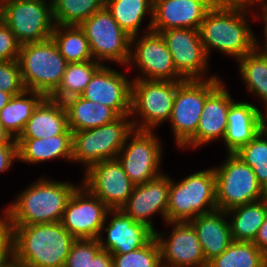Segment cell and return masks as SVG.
<instances>
[{
  "mask_svg": "<svg viewBox=\"0 0 267 267\" xmlns=\"http://www.w3.org/2000/svg\"><path fill=\"white\" fill-rule=\"evenodd\" d=\"M0 90L12 96L25 90L17 60L0 61Z\"/></svg>",
  "mask_w": 267,
  "mask_h": 267,
  "instance_id": "39",
  "label": "cell"
},
{
  "mask_svg": "<svg viewBox=\"0 0 267 267\" xmlns=\"http://www.w3.org/2000/svg\"><path fill=\"white\" fill-rule=\"evenodd\" d=\"M169 232L156 231L163 267H207L195 228L189 221L166 222ZM171 231V232H170Z\"/></svg>",
  "mask_w": 267,
  "mask_h": 267,
  "instance_id": "17",
  "label": "cell"
},
{
  "mask_svg": "<svg viewBox=\"0 0 267 267\" xmlns=\"http://www.w3.org/2000/svg\"><path fill=\"white\" fill-rule=\"evenodd\" d=\"M55 25H80L105 7V0H52Z\"/></svg>",
  "mask_w": 267,
  "mask_h": 267,
  "instance_id": "35",
  "label": "cell"
},
{
  "mask_svg": "<svg viewBox=\"0 0 267 267\" xmlns=\"http://www.w3.org/2000/svg\"><path fill=\"white\" fill-rule=\"evenodd\" d=\"M133 67L138 69V76L134 75L131 79L184 81L175 68L163 37L152 30L131 37L130 59L126 68Z\"/></svg>",
  "mask_w": 267,
  "mask_h": 267,
  "instance_id": "13",
  "label": "cell"
},
{
  "mask_svg": "<svg viewBox=\"0 0 267 267\" xmlns=\"http://www.w3.org/2000/svg\"><path fill=\"white\" fill-rule=\"evenodd\" d=\"M263 108L249 101H233L227 116V129L222 140L226 154H235L261 131Z\"/></svg>",
  "mask_w": 267,
  "mask_h": 267,
  "instance_id": "23",
  "label": "cell"
},
{
  "mask_svg": "<svg viewBox=\"0 0 267 267\" xmlns=\"http://www.w3.org/2000/svg\"><path fill=\"white\" fill-rule=\"evenodd\" d=\"M226 213L233 241L253 242L267 215V197Z\"/></svg>",
  "mask_w": 267,
  "mask_h": 267,
  "instance_id": "30",
  "label": "cell"
},
{
  "mask_svg": "<svg viewBox=\"0 0 267 267\" xmlns=\"http://www.w3.org/2000/svg\"><path fill=\"white\" fill-rule=\"evenodd\" d=\"M249 10L252 9L214 5L207 12L199 33L209 60L211 52L216 50L237 61L259 45L248 20Z\"/></svg>",
  "mask_w": 267,
  "mask_h": 267,
  "instance_id": "1",
  "label": "cell"
},
{
  "mask_svg": "<svg viewBox=\"0 0 267 267\" xmlns=\"http://www.w3.org/2000/svg\"><path fill=\"white\" fill-rule=\"evenodd\" d=\"M89 267H113L112 255L101 249L91 260Z\"/></svg>",
  "mask_w": 267,
  "mask_h": 267,
  "instance_id": "45",
  "label": "cell"
},
{
  "mask_svg": "<svg viewBox=\"0 0 267 267\" xmlns=\"http://www.w3.org/2000/svg\"><path fill=\"white\" fill-rule=\"evenodd\" d=\"M4 142H16V139L12 138L0 123V143Z\"/></svg>",
  "mask_w": 267,
  "mask_h": 267,
  "instance_id": "47",
  "label": "cell"
},
{
  "mask_svg": "<svg viewBox=\"0 0 267 267\" xmlns=\"http://www.w3.org/2000/svg\"><path fill=\"white\" fill-rule=\"evenodd\" d=\"M79 184L68 200L60 222L75 239H98L110 209L81 181Z\"/></svg>",
  "mask_w": 267,
  "mask_h": 267,
  "instance_id": "15",
  "label": "cell"
},
{
  "mask_svg": "<svg viewBox=\"0 0 267 267\" xmlns=\"http://www.w3.org/2000/svg\"><path fill=\"white\" fill-rule=\"evenodd\" d=\"M44 98L42 93L25 89L12 96L2 108L0 123L12 138L17 139L20 136L33 111Z\"/></svg>",
  "mask_w": 267,
  "mask_h": 267,
  "instance_id": "31",
  "label": "cell"
},
{
  "mask_svg": "<svg viewBox=\"0 0 267 267\" xmlns=\"http://www.w3.org/2000/svg\"><path fill=\"white\" fill-rule=\"evenodd\" d=\"M72 132L93 129L114 122L120 116L110 107L75 96L63 102Z\"/></svg>",
  "mask_w": 267,
  "mask_h": 267,
  "instance_id": "27",
  "label": "cell"
},
{
  "mask_svg": "<svg viewBox=\"0 0 267 267\" xmlns=\"http://www.w3.org/2000/svg\"><path fill=\"white\" fill-rule=\"evenodd\" d=\"M101 66L102 64L95 60L67 63L60 84L49 98L64 102L68 98L80 96Z\"/></svg>",
  "mask_w": 267,
  "mask_h": 267,
  "instance_id": "33",
  "label": "cell"
},
{
  "mask_svg": "<svg viewBox=\"0 0 267 267\" xmlns=\"http://www.w3.org/2000/svg\"><path fill=\"white\" fill-rule=\"evenodd\" d=\"M20 46L13 32L0 19V61L17 60Z\"/></svg>",
  "mask_w": 267,
  "mask_h": 267,
  "instance_id": "40",
  "label": "cell"
},
{
  "mask_svg": "<svg viewBox=\"0 0 267 267\" xmlns=\"http://www.w3.org/2000/svg\"><path fill=\"white\" fill-rule=\"evenodd\" d=\"M238 73L249 93L262 101L267 109V47L258 45L238 59Z\"/></svg>",
  "mask_w": 267,
  "mask_h": 267,
  "instance_id": "29",
  "label": "cell"
},
{
  "mask_svg": "<svg viewBox=\"0 0 267 267\" xmlns=\"http://www.w3.org/2000/svg\"><path fill=\"white\" fill-rule=\"evenodd\" d=\"M223 81L208 95L196 130V135L182 148L200 149L210 142L222 141L227 129V116L231 103L230 95ZM218 139V140H217ZM217 140V141H216ZM200 147V148H199Z\"/></svg>",
  "mask_w": 267,
  "mask_h": 267,
  "instance_id": "21",
  "label": "cell"
},
{
  "mask_svg": "<svg viewBox=\"0 0 267 267\" xmlns=\"http://www.w3.org/2000/svg\"><path fill=\"white\" fill-rule=\"evenodd\" d=\"M225 160L214 166L217 209L228 211L267 197L253 169L236 154H226Z\"/></svg>",
  "mask_w": 267,
  "mask_h": 267,
  "instance_id": "8",
  "label": "cell"
},
{
  "mask_svg": "<svg viewBox=\"0 0 267 267\" xmlns=\"http://www.w3.org/2000/svg\"><path fill=\"white\" fill-rule=\"evenodd\" d=\"M18 162V145L16 142L0 143V175L10 170Z\"/></svg>",
  "mask_w": 267,
  "mask_h": 267,
  "instance_id": "42",
  "label": "cell"
},
{
  "mask_svg": "<svg viewBox=\"0 0 267 267\" xmlns=\"http://www.w3.org/2000/svg\"><path fill=\"white\" fill-rule=\"evenodd\" d=\"M84 31L95 61L106 65L116 63L127 66L130 59L131 36L121 29L106 7L83 21Z\"/></svg>",
  "mask_w": 267,
  "mask_h": 267,
  "instance_id": "11",
  "label": "cell"
},
{
  "mask_svg": "<svg viewBox=\"0 0 267 267\" xmlns=\"http://www.w3.org/2000/svg\"><path fill=\"white\" fill-rule=\"evenodd\" d=\"M170 176L163 173L144 184L135 185L128 201L120 208L135 222L143 223L154 233L157 231L152 216H161L167 222Z\"/></svg>",
  "mask_w": 267,
  "mask_h": 267,
  "instance_id": "18",
  "label": "cell"
},
{
  "mask_svg": "<svg viewBox=\"0 0 267 267\" xmlns=\"http://www.w3.org/2000/svg\"><path fill=\"white\" fill-rule=\"evenodd\" d=\"M215 5H222L225 7H242L253 9L255 7L258 11L262 7L264 0H211Z\"/></svg>",
  "mask_w": 267,
  "mask_h": 267,
  "instance_id": "43",
  "label": "cell"
},
{
  "mask_svg": "<svg viewBox=\"0 0 267 267\" xmlns=\"http://www.w3.org/2000/svg\"><path fill=\"white\" fill-rule=\"evenodd\" d=\"M133 130L130 115H125L106 125L73 132L72 164L83 165L85 172L95 163L117 158Z\"/></svg>",
  "mask_w": 267,
  "mask_h": 267,
  "instance_id": "7",
  "label": "cell"
},
{
  "mask_svg": "<svg viewBox=\"0 0 267 267\" xmlns=\"http://www.w3.org/2000/svg\"><path fill=\"white\" fill-rule=\"evenodd\" d=\"M51 39L67 63L94 60L86 35L78 25H55Z\"/></svg>",
  "mask_w": 267,
  "mask_h": 267,
  "instance_id": "32",
  "label": "cell"
},
{
  "mask_svg": "<svg viewBox=\"0 0 267 267\" xmlns=\"http://www.w3.org/2000/svg\"><path fill=\"white\" fill-rule=\"evenodd\" d=\"M250 166L258 183L267 192V137L260 131L250 142L235 153Z\"/></svg>",
  "mask_w": 267,
  "mask_h": 267,
  "instance_id": "36",
  "label": "cell"
},
{
  "mask_svg": "<svg viewBox=\"0 0 267 267\" xmlns=\"http://www.w3.org/2000/svg\"><path fill=\"white\" fill-rule=\"evenodd\" d=\"M100 250L98 239H76L64 267H89L91 260Z\"/></svg>",
  "mask_w": 267,
  "mask_h": 267,
  "instance_id": "38",
  "label": "cell"
},
{
  "mask_svg": "<svg viewBox=\"0 0 267 267\" xmlns=\"http://www.w3.org/2000/svg\"><path fill=\"white\" fill-rule=\"evenodd\" d=\"M61 134H73L68 126L65 106L63 102L45 97L18 138H49Z\"/></svg>",
  "mask_w": 267,
  "mask_h": 267,
  "instance_id": "25",
  "label": "cell"
},
{
  "mask_svg": "<svg viewBox=\"0 0 267 267\" xmlns=\"http://www.w3.org/2000/svg\"><path fill=\"white\" fill-rule=\"evenodd\" d=\"M75 240L61 222L12 226L13 258L26 267H64Z\"/></svg>",
  "mask_w": 267,
  "mask_h": 267,
  "instance_id": "3",
  "label": "cell"
},
{
  "mask_svg": "<svg viewBox=\"0 0 267 267\" xmlns=\"http://www.w3.org/2000/svg\"><path fill=\"white\" fill-rule=\"evenodd\" d=\"M13 257L12 225L8 216L0 213V267Z\"/></svg>",
  "mask_w": 267,
  "mask_h": 267,
  "instance_id": "41",
  "label": "cell"
},
{
  "mask_svg": "<svg viewBox=\"0 0 267 267\" xmlns=\"http://www.w3.org/2000/svg\"><path fill=\"white\" fill-rule=\"evenodd\" d=\"M18 162L38 164L54 159L72 162L73 134L49 138H17Z\"/></svg>",
  "mask_w": 267,
  "mask_h": 267,
  "instance_id": "26",
  "label": "cell"
},
{
  "mask_svg": "<svg viewBox=\"0 0 267 267\" xmlns=\"http://www.w3.org/2000/svg\"><path fill=\"white\" fill-rule=\"evenodd\" d=\"M105 7L119 27L131 37L151 31L153 7L149 0H105ZM146 16L150 18L149 24L142 30Z\"/></svg>",
  "mask_w": 267,
  "mask_h": 267,
  "instance_id": "28",
  "label": "cell"
},
{
  "mask_svg": "<svg viewBox=\"0 0 267 267\" xmlns=\"http://www.w3.org/2000/svg\"><path fill=\"white\" fill-rule=\"evenodd\" d=\"M253 243L267 256V215Z\"/></svg>",
  "mask_w": 267,
  "mask_h": 267,
  "instance_id": "46",
  "label": "cell"
},
{
  "mask_svg": "<svg viewBox=\"0 0 267 267\" xmlns=\"http://www.w3.org/2000/svg\"><path fill=\"white\" fill-rule=\"evenodd\" d=\"M155 132L134 129L117 155L123 170L135 185L144 184L164 173L160 167L164 156L163 143Z\"/></svg>",
  "mask_w": 267,
  "mask_h": 267,
  "instance_id": "12",
  "label": "cell"
},
{
  "mask_svg": "<svg viewBox=\"0 0 267 267\" xmlns=\"http://www.w3.org/2000/svg\"><path fill=\"white\" fill-rule=\"evenodd\" d=\"M159 33L167 45L178 74L184 80H204L219 76L217 73H209L211 64L199 30L172 28Z\"/></svg>",
  "mask_w": 267,
  "mask_h": 267,
  "instance_id": "14",
  "label": "cell"
},
{
  "mask_svg": "<svg viewBox=\"0 0 267 267\" xmlns=\"http://www.w3.org/2000/svg\"><path fill=\"white\" fill-rule=\"evenodd\" d=\"M0 19L20 45L51 38L55 27L52 0H0Z\"/></svg>",
  "mask_w": 267,
  "mask_h": 267,
  "instance_id": "9",
  "label": "cell"
},
{
  "mask_svg": "<svg viewBox=\"0 0 267 267\" xmlns=\"http://www.w3.org/2000/svg\"><path fill=\"white\" fill-rule=\"evenodd\" d=\"M215 4L211 0H166L153 8L151 30L159 33L172 28L199 30L207 12Z\"/></svg>",
  "mask_w": 267,
  "mask_h": 267,
  "instance_id": "22",
  "label": "cell"
},
{
  "mask_svg": "<svg viewBox=\"0 0 267 267\" xmlns=\"http://www.w3.org/2000/svg\"><path fill=\"white\" fill-rule=\"evenodd\" d=\"M11 98L12 95L10 93H5L0 90V111L10 101Z\"/></svg>",
  "mask_w": 267,
  "mask_h": 267,
  "instance_id": "48",
  "label": "cell"
},
{
  "mask_svg": "<svg viewBox=\"0 0 267 267\" xmlns=\"http://www.w3.org/2000/svg\"><path fill=\"white\" fill-rule=\"evenodd\" d=\"M154 235L150 228L135 222L122 210L111 209L106 214L98 241L101 249L111 255L124 254L144 246Z\"/></svg>",
  "mask_w": 267,
  "mask_h": 267,
  "instance_id": "20",
  "label": "cell"
},
{
  "mask_svg": "<svg viewBox=\"0 0 267 267\" xmlns=\"http://www.w3.org/2000/svg\"><path fill=\"white\" fill-rule=\"evenodd\" d=\"M221 82L218 76L204 80H184L178 86L168 121L178 149H182L196 135L205 101Z\"/></svg>",
  "mask_w": 267,
  "mask_h": 267,
  "instance_id": "10",
  "label": "cell"
},
{
  "mask_svg": "<svg viewBox=\"0 0 267 267\" xmlns=\"http://www.w3.org/2000/svg\"><path fill=\"white\" fill-rule=\"evenodd\" d=\"M207 267H267V256L253 242L233 241Z\"/></svg>",
  "mask_w": 267,
  "mask_h": 267,
  "instance_id": "34",
  "label": "cell"
},
{
  "mask_svg": "<svg viewBox=\"0 0 267 267\" xmlns=\"http://www.w3.org/2000/svg\"><path fill=\"white\" fill-rule=\"evenodd\" d=\"M113 267H163L155 235L142 247L124 254H112Z\"/></svg>",
  "mask_w": 267,
  "mask_h": 267,
  "instance_id": "37",
  "label": "cell"
},
{
  "mask_svg": "<svg viewBox=\"0 0 267 267\" xmlns=\"http://www.w3.org/2000/svg\"><path fill=\"white\" fill-rule=\"evenodd\" d=\"M189 222L195 228L207 262L220 255L233 242L226 211L217 209Z\"/></svg>",
  "mask_w": 267,
  "mask_h": 267,
  "instance_id": "24",
  "label": "cell"
},
{
  "mask_svg": "<svg viewBox=\"0 0 267 267\" xmlns=\"http://www.w3.org/2000/svg\"><path fill=\"white\" fill-rule=\"evenodd\" d=\"M261 131L267 137V109L262 111V115H261Z\"/></svg>",
  "mask_w": 267,
  "mask_h": 267,
  "instance_id": "49",
  "label": "cell"
},
{
  "mask_svg": "<svg viewBox=\"0 0 267 267\" xmlns=\"http://www.w3.org/2000/svg\"><path fill=\"white\" fill-rule=\"evenodd\" d=\"M259 10H261V11H257L256 12L253 9L254 12L251 11V14L253 13L251 16H252L254 21H256L257 19L258 20L260 19V22L262 21V23H263L262 24L263 25L262 28L264 30L263 31V35H264L263 39L264 40L262 42H260V40H259V45L267 47V0H264L263 5ZM259 15H260V17H259Z\"/></svg>",
  "mask_w": 267,
  "mask_h": 267,
  "instance_id": "44",
  "label": "cell"
},
{
  "mask_svg": "<svg viewBox=\"0 0 267 267\" xmlns=\"http://www.w3.org/2000/svg\"><path fill=\"white\" fill-rule=\"evenodd\" d=\"M130 78L116 68L108 67L106 63L94 73L80 96L112 108L119 116L130 115L132 84Z\"/></svg>",
  "mask_w": 267,
  "mask_h": 267,
  "instance_id": "19",
  "label": "cell"
},
{
  "mask_svg": "<svg viewBox=\"0 0 267 267\" xmlns=\"http://www.w3.org/2000/svg\"><path fill=\"white\" fill-rule=\"evenodd\" d=\"M17 61L25 89L45 97L57 89L67 65L51 38L21 45Z\"/></svg>",
  "mask_w": 267,
  "mask_h": 267,
  "instance_id": "5",
  "label": "cell"
},
{
  "mask_svg": "<svg viewBox=\"0 0 267 267\" xmlns=\"http://www.w3.org/2000/svg\"><path fill=\"white\" fill-rule=\"evenodd\" d=\"M182 82L132 79L130 117L133 128L154 131L168 122L176 90Z\"/></svg>",
  "mask_w": 267,
  "mask_h": 267,
  "instance_id": "6",
  "label": "cell"
},
{
  "mask_svg": "<svg viewBox=\"0 0 267 267\" xmlns=\"http://www.w3.org/2000/svg\"><path fill=\"white\" fill-rule=\"evenodd\" d=\"M217 210L213 167L189 174L179 181L170 177L167 221H190Z\"/></svg>",
  "mask_w": 267,
  "mask_h": 267,
  "instance_id": "4",
  "label": "cell"
},
{
  "mask_svg": "<svg viewBox=\"0 0 267 267\" xmlns=\"http://www.w3.org/2000/svg\"><path fill=\"white\" fill-rule=\"evenodd\" d=\"M3 208L12 226L60 222L79 184L39 177Z\"/></svg>",
  "mask_w": 267,
  "mask_h": 267,
  "instance_id": "2",
  "label": "cell"
},
{
  "mask_svg": "<svg viewBox=\"0 0 267 267\" xmlns=\"http://www.w3.org/2000/svg\"><path fill=\"white\" fill-rule=\"evenodd\" d=\"M83 173L81 184L110 210L120 209L133 193L135 184L117 158L95 163Z\"/></svg>",
  "mask_w": 267,
  "mask_h": 267,
  "instance_id": "16",
  "label": "cell"
},
{
  "mask_svg": "<svg viewBox=\"0 0 267 267\" xmlns=\"http://www.w3.org/2000/svg\"><path fill=\"white\" fill-rule=\"evenodd\" d=\"M1 267H26L23 263L16 261L13 257Z\"/></svg>",
  "mask_w": 267,
  "mask_h": 267,
  "instance_id": "50",
  "label": "cell"
},
{
  "mask_svg": "<svg viewBox=\"0 0 267 267\" xmlns=\"http://www.w3.org/2000/svg\"><path fill=\"white\" fill-rule=\"evenodd\" d=\"M149 1H150L151 6L154 8L156 5L166 0H149Z\"/></svg>",
  "mask_w": 267,
  "mask_h": 267,
  "instance_id": "51",
  "label": "cell"
}]
</instances>
